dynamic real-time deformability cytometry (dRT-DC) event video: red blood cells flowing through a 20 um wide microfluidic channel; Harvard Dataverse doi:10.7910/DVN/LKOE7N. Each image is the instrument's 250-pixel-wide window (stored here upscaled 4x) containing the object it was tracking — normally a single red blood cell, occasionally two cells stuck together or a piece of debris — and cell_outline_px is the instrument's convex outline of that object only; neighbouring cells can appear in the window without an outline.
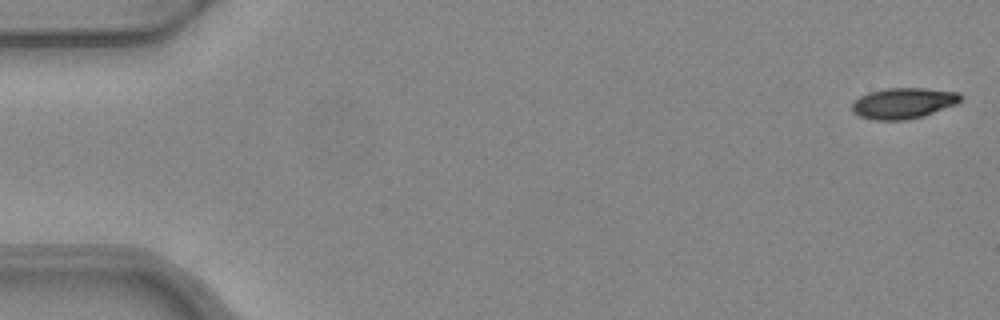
{"species": "common noctule bat (a hibernating species)", "species_latin": "Nyctalus noctula", "temperature_condition": "warm", "stored_images_in_passage": 2, "camera_frame_rate_fps": 3000, "um_per_image_px": 0.085, "animal": {"sex": "female", "body_mass_g": 24.6, "forearm_length_mm": 56.2}, "frame": {"image": 1, "passage_image": 2, "time_ms": 0.333, "image_size_px": [1000, 320], "cell_outline_px": [[964, 100], [956, 104], [924, 116], [908, 120], [872, 120], [860, 116], [852, 112], [852, 104], [860, 96], [868, 92], [888, 88], [924, 88], [960, 92], [964, 96]], "centroid_in_image_um": [76.83, 8.77], "position_along_channel_um": 8.2, "area_um2": 19.77}}